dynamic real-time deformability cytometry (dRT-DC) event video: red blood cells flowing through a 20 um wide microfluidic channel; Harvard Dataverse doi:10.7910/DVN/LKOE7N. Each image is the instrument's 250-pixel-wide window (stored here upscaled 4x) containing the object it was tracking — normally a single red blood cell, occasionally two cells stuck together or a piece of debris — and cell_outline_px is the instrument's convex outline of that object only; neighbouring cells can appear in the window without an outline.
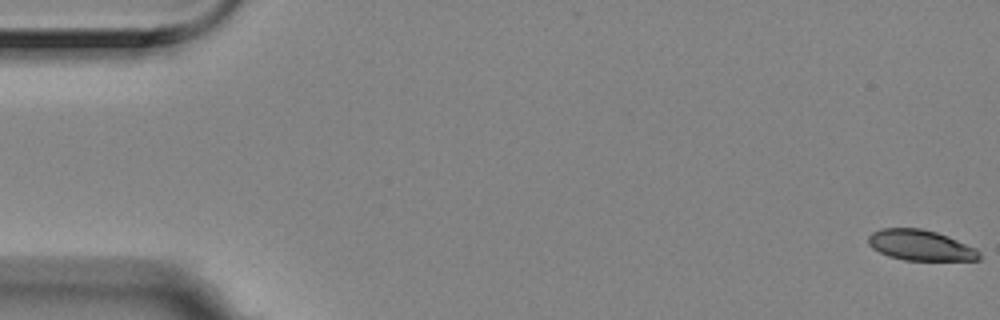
{"species": "Egyptian fruit bat (a non-hibernating species)", "species_latin": "Rousettus aegyptiacus", "temperature_condition": "room temperature", "stored_images_in_passage": 4, "camera_frame_rate_fps": 3000, "um_per_image_px": 0.085, "animal": {"sex": "female"}, "frame": {"image": 1, "passage_image": 1, "time_ms": 0.0, "image_size_px": [1000, 320], "cell_outline_px": [[980, 260], [904, 260], [888, 256], [872, 248], [868, 244], [868, 236], [872, 232], [880, 228], [920, 228], [936, 232], [948, 236], [976, 248], [980, 252]], "centroid_in_image_um": [78.23, 20.84], "position_along_channel_um": 6.8, "area_um2": 19.83}}